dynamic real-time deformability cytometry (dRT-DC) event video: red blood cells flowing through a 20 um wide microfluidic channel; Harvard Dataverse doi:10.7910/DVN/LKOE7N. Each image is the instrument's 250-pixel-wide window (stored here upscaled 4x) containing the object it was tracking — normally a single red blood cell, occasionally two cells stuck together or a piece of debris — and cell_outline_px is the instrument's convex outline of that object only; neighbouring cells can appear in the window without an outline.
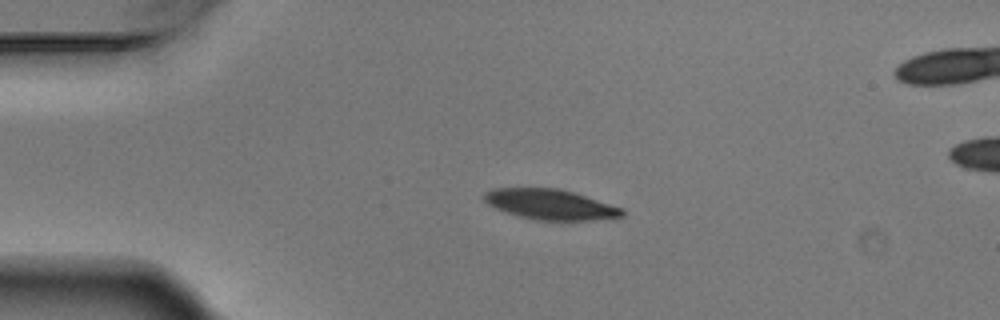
{"species": "Egyptian fruit bat (a non-hibernating species)", "species_latin": "Rousettus aegyptiacus", "temperature_condition": "warm", "stored_images_in_passage": 5, "camera_frame_rate_fps": 3000, "um_per_image_px": 0.085, "animal": {"sex": "male"}, "frame": {"image": 1, "passage_image": 3, "time_ms": 0.667, "image_size_px": [1000, 320], "cell_outline_px": [[624, 216], [588, 220], [536, 220], [520, 216], [496, 208], [488, 204], [484, 200], [484, 192], [492, 188], [560, 188], [624, 208]], "centroid_in_image_um": [46.78, 17.36], "position_along_channel_um": 38.2, "area_um2": 24.16}}